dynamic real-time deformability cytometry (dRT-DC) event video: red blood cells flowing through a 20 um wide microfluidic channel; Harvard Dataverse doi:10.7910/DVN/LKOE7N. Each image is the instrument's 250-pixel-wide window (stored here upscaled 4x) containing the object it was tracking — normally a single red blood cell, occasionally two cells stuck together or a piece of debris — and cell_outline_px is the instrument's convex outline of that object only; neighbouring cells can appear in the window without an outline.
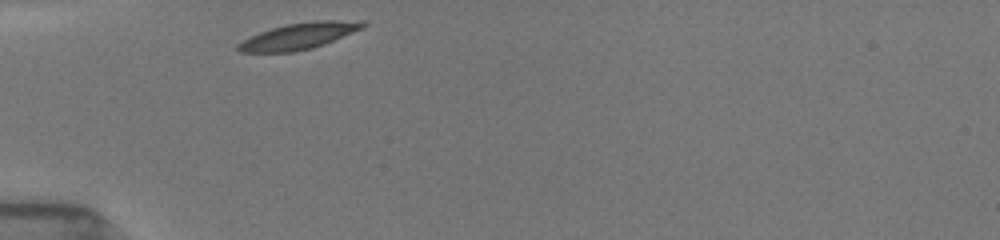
{"species": "common noctule bat (a hibernating species)", "species_latin": "Nyctalus noctula", "temperature_condition": "room temperature", "stored_images_in_passage": 29, "camera_frame_rate_fps": 3000, "um_per_image_px": 0.085, "animal": {"sex": "female", "body_mass_g": 19.5, "forearm_length_mm": 54.1}, "frame": {"image": 1, "passage_image": 1, "time_ms": 0.0, "image_size_px": [1000, 240], "cell_outline_px": [[368, 24], [364, 28], [324, 44], [312, 48], [292, 52], [240, 52], [236, 48], [236, 44], [260, 32], [284, 24], [312, 20], [364, 20]], "centroid_in_image_um": [25.46, 3.04], "position_along_channel_um": 59.5, "area_um2": 19.31}}
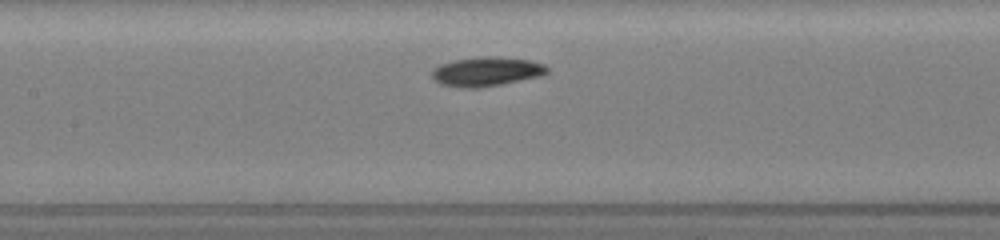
{"frame": {"image": 2, "passage_image": 10, "time_ms": 3.0, "image_size_px": [1000, 240], "cell_outline_px": [[548, 72], [540, 76], [480, 88], [460, 88], [440, 84], [432, 76], [432, 68], [440, 64], [456, 60], [480, 56], [496, 56], [528, 60], [544, 64], [548, 68]], "centroid_in_image_um": [41.32, 6.08], "position_along_channel_um": 166.1, "area_um2": 19.59}}
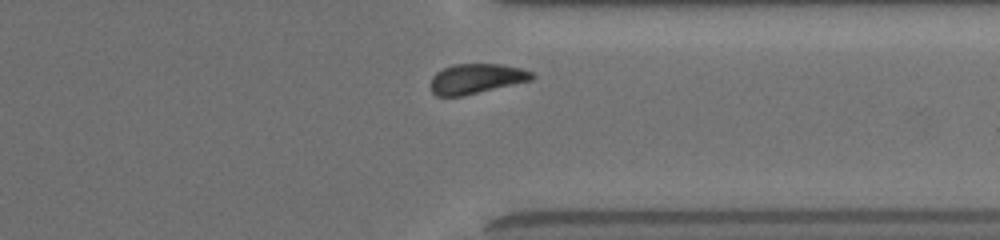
{"frame": {"image": 3, "passage_image": 26, "time_ms": 8.333, "image_size_px": [1000, 240], "cell_outline_px": [[536, 76], [532, 80], [464, 96], [436, 96], [432, 92], [432, 76], [436, 72], [452, 64], [500, 64], [520, 68], [532, 72]], "centroid_in_image_um": [40.5, 6.69], "position_along_channel_um": 370.9, "area_um2": 17.69}, "authors_computed_cell_mechanics": {"area_um2": 18.6116, "velocity_mm_per_s": 3.8395, "shape_relaxation_time_tau1_ms": 1.2201, "shape_relaxation_time_tau2_ms": 8.4047, "deformation_change_tau1": 0.0787, "deformation_change_tau2": 0.1122}}